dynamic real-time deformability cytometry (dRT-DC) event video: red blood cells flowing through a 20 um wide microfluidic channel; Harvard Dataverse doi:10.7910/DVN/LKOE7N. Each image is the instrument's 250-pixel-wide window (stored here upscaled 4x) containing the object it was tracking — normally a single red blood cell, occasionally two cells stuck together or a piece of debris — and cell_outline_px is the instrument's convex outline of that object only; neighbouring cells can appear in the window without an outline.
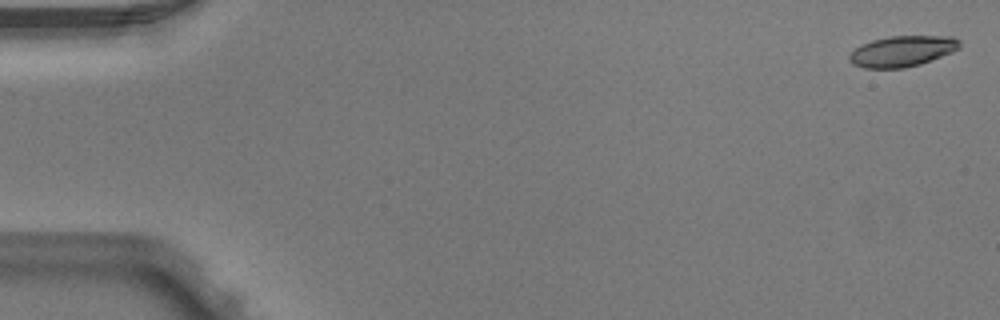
{"species": "Egyptian fruit bat (a non-hibernating species)", "species_latin": "Rousettus aegyptiacus", "temperature_condition": "warm", "stored_images_in_passage": 6, "camera_frame_rate_fps": 3000, "um_per_image_px": 0.085, "animal": {"sex": "male"}, "frame": {"image": 1, "passage_image": 1, "time_ms": 0.0, "image_size_px": [1000, 320], "cell_outline_px": [[960, 48], [952, 52], [920, 64], [904, 68], [864, 68], [852, 64], [848, 60], [848, 56], [860, 44], [872, 40], [892, 36], [952, 36], [960, 40]], "centroid_in_image_um": [76.68, 4.35], "position_along_channel_um": 8.3, "area_um2": 19.83}}
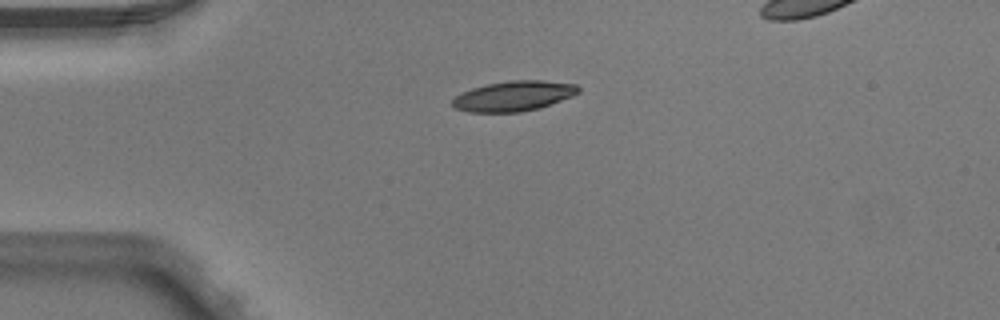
{"frame": {"image": 2, "passage_image": 6, "time_ms": 1.667, "image_size_px": [1000, 320], "cell_outline_px": [[580, 92], [572, 96], [540, 108], [520, 112], [468, 112], [456, 108], [452, 104], [452, 100], [456, 96], [472, 88], [488, 84], [512, 80], [540, 80], [576, 84], [580, 88]], "centroid_in_image_um": [43.69, 8.16], "position_along_channel_um": 41.3, "area_um2": 21.96}}